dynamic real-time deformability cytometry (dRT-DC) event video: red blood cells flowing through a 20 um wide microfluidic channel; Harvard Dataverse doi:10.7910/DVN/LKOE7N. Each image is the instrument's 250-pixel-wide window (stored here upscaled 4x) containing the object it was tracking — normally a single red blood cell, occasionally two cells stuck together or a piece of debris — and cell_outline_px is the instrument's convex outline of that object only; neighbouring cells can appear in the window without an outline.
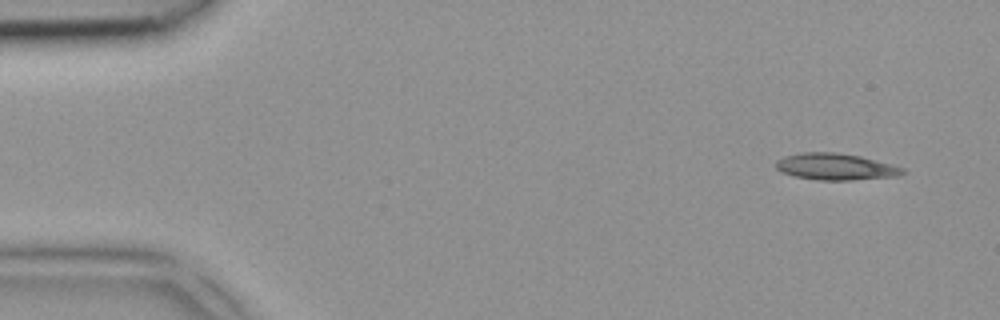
{"species": "common noctule bat (a hibernating species)", "species_latin": "Nyctalus noctula", "temperature_condition": "room temperature", "stored_images_in_passage": 4, "camera_frame_rate_fps": 3000, "um_per_image_px": 0.085, "animal": {"sex": "female", "body_mass_g": 18.4}, "frame": {"image": 1, "passage_image": 4, "time_ms": 1.0, "image_size_px": [1000, 320], "cell_outline_px": [[908, 172], [896, 176], [852, 180], [820, 180], [796, 176], [780, 172], [776, 168], [776, 160], [784, 156], [804, 152], [836, 152], [860, 156], [904, 168]], "centroid_in_image_um": [71.01, 14.17], "position_along_channel_um": 14.0, "area_um2": 19.54}}